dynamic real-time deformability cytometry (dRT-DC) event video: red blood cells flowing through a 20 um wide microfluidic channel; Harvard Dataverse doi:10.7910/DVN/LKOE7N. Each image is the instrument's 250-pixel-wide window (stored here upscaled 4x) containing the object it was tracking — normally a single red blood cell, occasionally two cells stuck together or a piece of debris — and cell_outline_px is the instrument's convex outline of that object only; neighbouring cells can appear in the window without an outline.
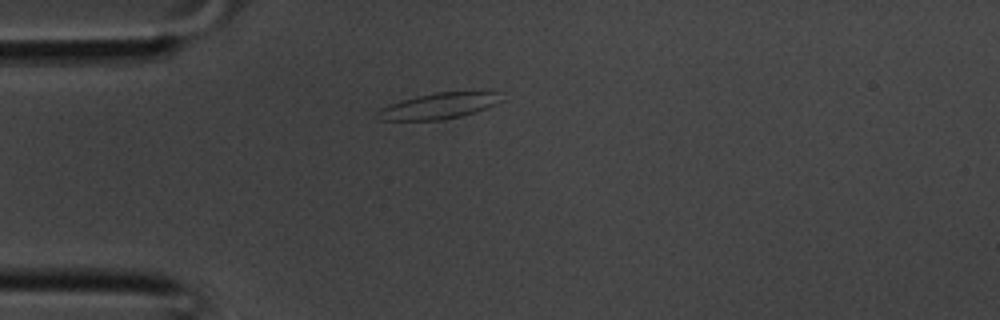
{"species": "common noctule bat (a hibernating species)", "species_latin": "Nyctalus noctula", "temperature_condition": "room temperature", "stored_images_in_passage": 27, "camera_frame_rate_fps": 3000, "um_per_image_px": 0.085, "animal": {"sex": "male", "body_mass_g": 20.1, "forearm_length_mm": 53.5}, "frame": {"image": 1, "passage_image": 2, "time_ms": 0.333, "image_size_px": [1000, 320], "cell_outline_px": [[500, 100], [496, 104], [460, 116], [440, 120], [376, 120], [372, 116], [380, 108], [388, 104], [400, 100], [416, 96], [436, 92], [496, 92]], "centroid_in_image_um": [37.12, 9.02], "position_along_channel_um": 47.9, "area_um2": 18.5}}
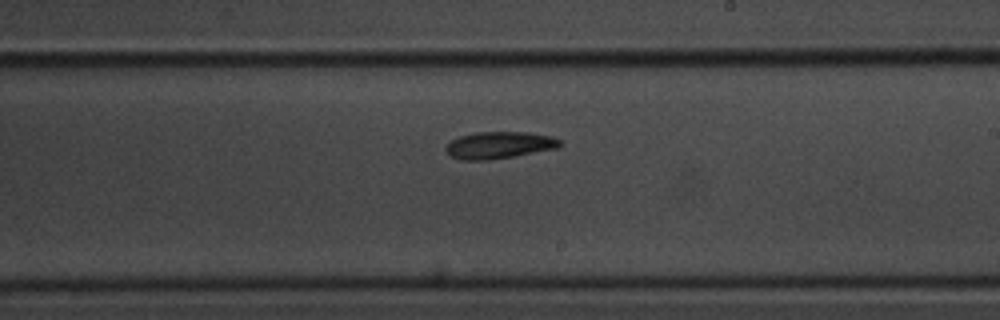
{"frame": {"image": 2, "passage_image": 14, "time_ms": 4.333, "image_size_px": [1000, 320], "cell_outline_px": [[564, 144], [560, 148], [488, 160], [460, 160], [452, 156], [444, 148], [452, 140], [460, 136], [476, 132], [528, 132], [552, 136], [560, 140]], "centroid_in_image_um": [42.48, 12.33], "position_along_channel_um": 246.5, "area_um2": 17.92}}
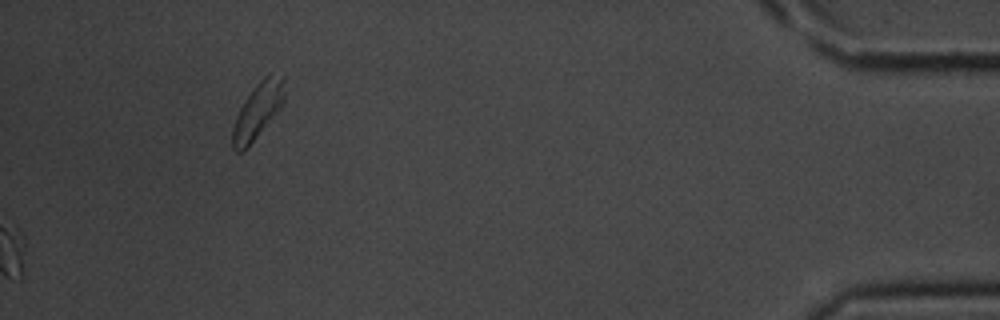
{"frame": {"image": 3, "passage_image": 27, "time_ms": 8.667, "image_size_px": [1000, 320], "cell_outline_px": [[284, 104], [248, 148], [240, 152], [236, 152], [232, 148], [232, 128], [236, 116], [244, 100], [252, 88], [268, 72], [272, 72], [284, 76]], "centroid_in_image_um": [21.92, 9.39], "position_along_channel_um": 413.3, "area_um2": 17.22}}